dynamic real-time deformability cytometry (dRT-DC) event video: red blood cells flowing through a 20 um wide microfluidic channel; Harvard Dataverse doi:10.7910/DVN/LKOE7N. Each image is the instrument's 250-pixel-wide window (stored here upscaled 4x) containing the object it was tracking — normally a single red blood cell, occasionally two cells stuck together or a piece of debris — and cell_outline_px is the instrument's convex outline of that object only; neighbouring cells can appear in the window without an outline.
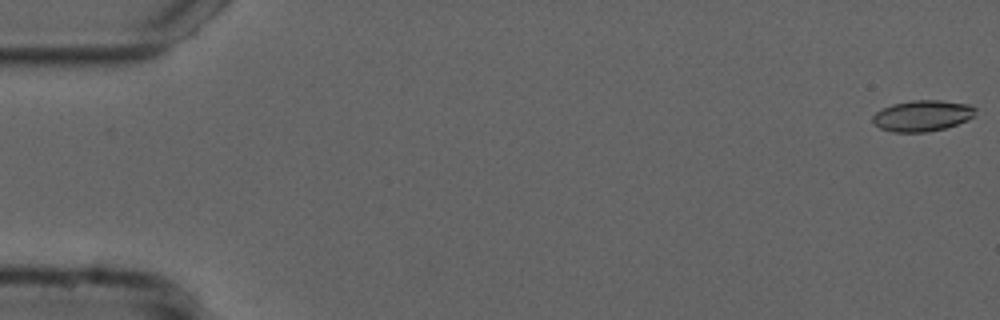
{"species": "common noctule bat (a hibernating species)", "species_latin": "Nyctalus noctula", "temperature_condition": "cold", "stored_images_in_passage": 56, "camera_frame_rate_fps": 3000, "um_per_image_px": 0.085, "animal": {"sex": "male", "forearm_length_mm": 52.5}, "frame": {"image": 1, "passage_image": 1, "time_ms": 0.0, "image_size_px": [1000, 320], "cell_outline_px": [[976, 108], [972, 116], [968, 120], [944, 128], [928, 132], [892, 132], [880, 128], [872, 120], [872, 116], [876, 112], [892, 104], [912, 100], [940, 100], [968, 104]], "centroid_in_image_um": [78.38, 9.83], "position_along_channel_um": 6.6, "area_um2": 18.44}}
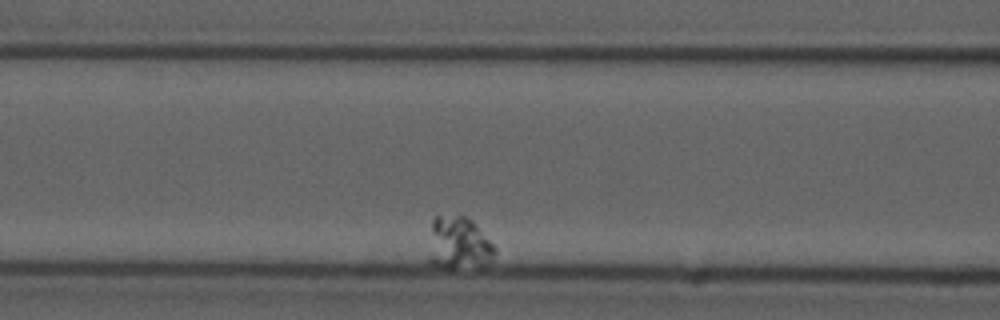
{"frame": {"image": 2, "passage_image": 16, "time_ms": 5.0, "image_size_px": [1000, 320], "cell_outline_px": [[496, 252], [492, 260], [484, 264], [452, 268], [448, 268], [432, 264], [428, 260], [428, 256], [432, 220], [436, 216], [464, 216], [472, 220], [476, 224], [496, 248]], "centroid_in_image_um": [38.97, 20.67], "position_along_channel_um": 127.6, "area_um2": 20.11}}
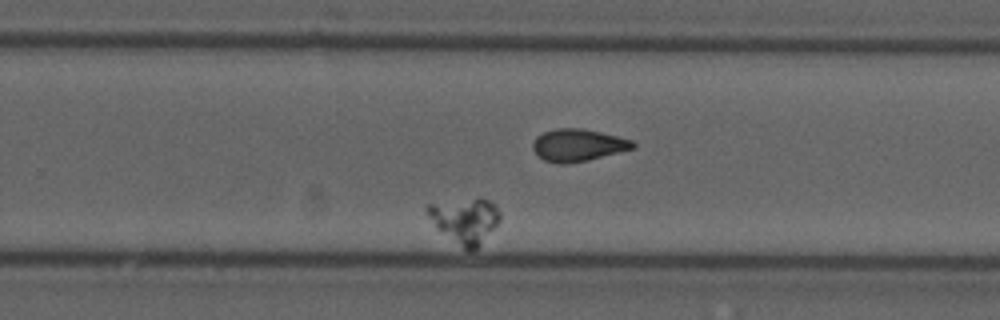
{"frame": {"image": 3, "passage_image": 35, "time_ms": 11.333, "image_size_px": [1000, 320], "cell_outline_px": [[500, 220], [480, 244], [472, 252], [468, 252], [436, 228], [428, 216], [424, 208], [428, 204], [480, 196], [496, 204], [500, 212]], "centroid_in_image_um": [39.52, 18.7], "position_along_channel_um": 290.3, "area_um2": 19.36}}